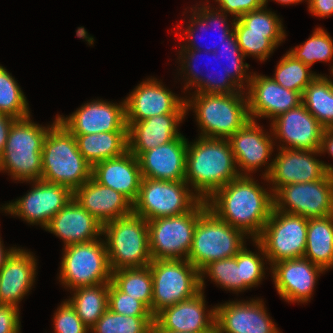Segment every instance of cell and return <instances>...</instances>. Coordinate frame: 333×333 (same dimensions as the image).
<instances>
[{"mask_svg": "<svg viewBox=\"0 0 333 333\" xmlns=\"http://www.w3.org/2000/svg\"><path fill=\"white\" fill-rule=\"evenodd\" d=\"M274 208L306 219L333 215V177L281 187L274 195Z\"/></svg>", "mask_w": 333, "mask_h": 333, "instance_id": "5bb4252c", "label": "cell"}, {"mask_svg": "<svg viewBox=\"0 0 333 333\" xmlns=\"http://www.w3.org/2000/svg\"><path fill=\"white\" fill-rule=\"evenodd\" d=\"M72 291L73 297L68 301L81 321L91 329L108 309L109 283L82 286Z\"/></svg>", "mask_w": 333, "mask_h": 333, "instance_id": "d6a6232c", "label": "cell"}, {"mask_svg": "<svg viewBox=\"0 0 333 333\" xmlns=\"http://www.w3.org/2000/svg\"><path fill=\"white\" fill-rule=\"evenodd\" d=\"M308 219L301 215L280 212L274 207L259 237L266 261L270 265L287 259L304 257Z\"/></svg>", "mask_w": 333, "mask_h": 333, "instance_id": "4fadbf2b", "label": "cell"}, {"mask_svg": "<svg viewBox=\"0 0 333 333\" xmlns=\"http://www.w3.org/2000/svg\"><path fill=\"white\" fill-rule=\"evenodd\" d=\"M302 103L326 128H333V81L318 74L305 88Z\"/></svg>", "mask_w": 333, "mask_h": 333, "instance_id": "836d02e7", "label": "cell"}, {"mask_svg": "<svg viewBox=\"0 0 333 333\" xmlns=\"http://www.w3.org/2000/svg\"><path fill=\"white\" fill-rule=\"evenodd\" d=\"M52 125L43 127L34 123L30 116L16 119L0 156V172L8 171L11 178L18 181L40 180L43 142Z\"/></svg>", "mask_w": 333, "mask_h": 333, "instance_id": "5b68a950", "label": "cell"}, {"mask_svg": "<svg viewBox=\"0 0 333 333\" xmlns=\"http://www.w3.org/2000/svg\"><path fill=\"white\" fill-rule=\"evenodd\" d=\"M55 333H88L89 328L77 316L74 307L68 300L58 307L54 313Z\"/></svg>", "mask_w": 333, "mask_h": 333, "instance_id": "bcb514c9", "label": "cell"}, {"mask_svg": "<svg viewBox=\"0 0 333 333\" xmlns=\"http://www.w3.org/2000/svg\"><path fill=\"white\" fill-rule=\"evenodd\" d=\"M108 309L126 316H153L141 301L122 292L112 281L109 283Z\"/></svg>", "mask_w": 333, "mask_h": 333, "instance_id": "f6af8a7d", "label": "cell"}, {"mask_svg": "<svg viewBox=\"0 0 333 333\" xmlns=\"http://www.w3.org/2000/svg\"><path fill=\"white\" fill-rule=\"evenodd\" d=\"M186 113L156 115L139 122H126L128 126V150L138 157L141 153L167 144L179 137L178 124Z\"/></svg>", "mask_w": 333, "mask_h": 333, "instance_id": "4316f807", "label": "cell"}, {"mask_svg": "<svg viewBox=\"0 0 333 333\" xmlns=\"http://www.w3.org/2000/svg\"><path fill=\"white\" fill-rule=\"evenodd\" d=\"M73 198L102 225L133 212V203L127 197L93 177L73 191Z\"/></svg>", "mask_w": 333, "mask_h": 333, "instance_id": "d4e9b609", "label": "cell"}, {"mask_svg": "<svg viewBox=\"0 0 333 333\" xmlns=\"http://www.w3.org/2000/svg\"><path fill=\"white\" fill-rule=\"evenodd\" d=\"M151 333H214V332H183V331H172L165 329H151Z\"/></svg>", "mask_w": 333, "mask_h": 333, "instance_id": "db71d44e", "label": "cell"}, {"mask_svg": "<svg viewBox=\"0 0 333 333\" xmlns=\"http://www.w3.org/2000/svg\"><path fill=\"white\" fill-rule=\"evenodd\" d=\"M228 139L200 137L188 142L185 182L201 200L240 176Z\"/></svg>", "mask_w": 333, "mask_h": 333, "instance_id": "7a4b0ae2", "label": "cell"}, {"mask_svg": "<svg viewBox=\"0 0 333 333\" xmlns=\"http://www.w3.org/2000/svg\"><path fill=\"white\" fill-rule=\"evenodd\" d=\"M19 307L0 304V333H20Z\"/></svg>", "mask_w": 333, "mask_h": 333, "instance_id": "c3c4849f", "label": "cell"}, {"mask_svg": "<svg viewBox=\"0 0 333 333\" xmlns=\"http://www.w3.org/2000/svg\"><path fill=\"white\" fill-rule=\"evenodd\" d=\"M317 75L310 71L308 65H305L300 60H296L287 52L277 64L272 79L282 87L297 91L302 95L305 88Z\"/></svg>", "mask_w": 333, "mask_h": 333, "instance_id": "f35d334b", "label": "cell"}, {"mask_svg": "<svg viewBox=\"0 0 333 333\" xmlns=\"http://www.w3.org/2000/svg\"><path fill=\"white\" fill-rule=\"evenodd\" d=\"M245 93V96H244ZM185 99L186 111L194 109L200 137L229 139L250 119L246 92L194 93Z\"/></svg>", "mask_w": 333, "mask_h": 333, "instance_id": "277c9868", "label": "cell"}, {"mask_svg": "<svg viewBox=\"0 0 333 333\" xmlns=\"http://www.w3.org/2000/svg\"><path fill=\"white\" fill-rule=\"evenodd\" d=\"M36 265L30 251L16 248L12 252L0 270V304L19 306L35 282Z\"/></svg>", "mask_w": 333, "mask_h": 333, "instance_id": "f1b7e54d", "label": "cell"}, {"mask_svg": "<svg viewBox=\"0 0 333 333\" xmlns=\"http://www.w3.org/2000/svg\"><path fill=\"white\" fill-rule=\"evenodd\" d=\"M188 140L181 134L173 141L141 153L137 158L143 178L185 181Z\"/></svg>", "mask_w": 333, "mask_h": 333, "instance_id": "cb8c5ba5", "label": "cell"}, {"mask_svg": "<svg viewBox=\"0 0 333 333\" xmlns=\"http://www.w3.org/2000/svg\"><path fill=\"white\" fill-rule=\"evenodd\" d=\"M270 268L278 294L288 303L310 301L319 274L325 272L304 257L282 260Z\"/></svg>", "mask_w": 333, "mask_h": 333, "instance_id": "7402d4cb", "label": "cell"}, {"mask_svg": "<svg viewBox=\"0 0 333 333\" xmlns=\"http://www.w3.org/2000/svg\"><path fill=\"white\" fill-rule=\"evenodd\" d=\"M102 235L107 238L105 244L112 272L143 268L151 263L147 220L134 212L103 225Z\"/></svg>", "mask_w": 333, "mask_h": 333, "instance_id": "52a82bcc", "label": "cell"}, {"mask_svg": "<svg viewBox=\"0 0 333 333\" xmlns=\"http://www.w3.org/2000/svg\"><path fill=\"white\" fill-rule=\"evenodd\" d=\"M252 178L240 175L218 189L207 205L224 222L256 240L270 217L274 198L270 189L267 192Z\"/></svg>", "mask_w": 333, "mask_h": 333, "instance_id": "6da1fadb", "label": "cell"}, {"mask_svg": "<svg viewBox=\"0 0 333 333\" xmlns=\"http://www.w3.org/2000/svg\"><path fill=\"white\" fill-rule=\"evenodd\" d=\"M111 281L122 292L141 301L152 314L153 279L149 266L115 270Z\"/></svg>", "mask_w": 333, "mask_h": 333, "instance_id": "e575fe53", "label": "cell"}, {"mask_svg": "<svg viewBox=\"0 0 333 333\" xmlns=\"http://www.w3.org/2000/svg\"><path fill=\"white\" fill-rule=\"evenodd\" d=\"M74 136L80 153L92 167L128 151V132H99Z\"/></svg>", "mask_w": 333, "mask_h": 333, "instance_id": "4dcf8cb0", "label": "cell"}, {"mask_svg": "<svg viewBox=\"0 0 333 333\" xmlns=\"http://www.w3.org/2000/svg\"><path fill=\"white\" fill-rule=\"evenodd\" d=\"M245 236L207 208L195 226L187 260L201 271L211 262L234 257L245 246Z\"/></svg>", "mask_w": 333, "mask_h": 333, "instance_id": "ba28073f", "label": "cell"}, {"mask_svg": "<svg viewBox=\"0 0 333 333\" xmlns=\"http://www.w3.org/2000/svg\"><path fill=\"white\" fill-rule=\"evenodd\" d=\"M126 122H139L156 115L186 113L185 98H180L158 82L147 79L125 99Z\"/></svg>", "mask_w": 333, "mask_h": 333, "instance_id": "ac0fdd59", "label": "cell"}, {"mask_svg": "<svg viewBox=\"0 0 333 333\" xmlns=\"http://www.w3.org/2000/svg\"><path fill=\"white\" fill-rule=\"evenodd\" d=\"M271 128V135L286 143L279 148L298 150H320L325 129L303 103L272 120Z\"/></svg>", "mask_w": 333, "mask_h": 333, "instance_id": "44dd1931", "label": "cell"}, {"mask_svg": "<svg viewBox=\"0 0 333 333\" xmlns=\"http://www.w3.org/2000/svg\"><path fill=\"white\" fill-rule=\"evenodd\" d=\"M99 239L64 247L59 274L63 286L75 289L111 282L106 244Z\"/></svg>", "mask_w": 333, "mask_h": 333, "instance_id": "8fae6325", "label": "cell"}, {"mask_svg": "<svg viewBox=\"0 0 333 333\" xmlns=\"http://www.w3.org/2000/svg\"><path fill=\"white\" fill-rule=\"evenodd\" d=\"M279 150L263 174V179L273 185V195L288 184L313 182L323 179L327 174L333 177V166L315 159L314 154H321L319 150Z\"/></svg>", "mask_w": 333, "mask_h": 333, "instance_id": "9a60e30c", "label": "cell"}, {"mask_svg": "<svg viewBox=\"0 0 333 333\" xmlns=\"http://www.w3.org/2000/svg\"><path fill=\"white\" fill-rule=\"evenodd\" d=\"M320 153H329L333 157V128H326L322 134Z\"/></svg>", "mask_w": 333, "mask_h": 333, "instance_id": "816d5d0a", "label": "cell"}, {"mask_svg": "<svg viewBox=\"0 0 333 333\" xmlns=\"http://www.w3.org/2000/svg\"><path fill=\"white\" fill-rule=\"evenodd\" d=\"M152 315L201 292L200 271L187 259L152 260Z\"/></svg>", "mask_w": 333, "mask_h": 333, "instance_id": "30bf717a", "label": "cell"}, {"mask_svg": "<svg viewBox=\"0 0 333 333\" xmlns=\"http://www.w3.org/2000/svg\"><path fill=\"white\" fill-rule=\"evenodd\" d=\"M185 181L142 178L133 212L145 220L189 212L201 199Z\"/></svg>", "mask_w": 333, "mask_h": 333, "instance_id": "7c38bea8", "label": "cell"}, {"mask_svg": "<svg viewBox=\"0 0 333 333\" xmlns=\"http://www.w3.org/2000/svg\"><path fill=\"white\" fill-rule=\"evenodd\" d=\"M154 316H126L107 309L90 329L92 333H151Z\"/></svg>", "mask_w": 333, "mask_h": 333, "instance_id": "74e56055", "label": "cell"}, {"mask_svg": "<svg viewBox=\"0 0 333 333\" xmlns=\"http://www.w3.org/2000/svg\"><path fill=\"white\" fill-rule=\"evenodd\" d=\"M262 128L256 120L249 119L228 139L236 165L241 168L240 175L250 176L252 171L268 164V159L274 149V142L271 139L272 136L267 134L268 132L264 133Z\"/></svg>", "mask_w": 333, "mask_h": 333, "instance_id": "484cf974", "label": "cell"}, {"mask_svg": "<svg viewBox=\"0 0 333 333\" xmlns=\"http://www.w3.org/2000/svg\"><path fill=\"white\" fill-rule=\"evenodd\" d=\"M309 12L323 18L333 15V0H308Z\"/></svg>", "mask_w": 333, "mask_h": 333, "instance_id": "681fc988", "label": "cell"}, {"mask_svg": "<svg viewBox=\"0 0 333 333\" xmlns=\"http://www.w3.org/2000/svg\"><path fill=\"white\" fill-rule=\"evenodd\" d=\"M27 102L17 81L0 65V112L16 119L31 116Z\"/></svg>", "mask_w": 333, "mask_h": 333, "instance_id": "b9f144b4", "label": "cell"}, {"mask_svg": "<svg viewBox=\"0 0 333 333\" xmlns=\"http://www.w3.org/2000/svg\"><path fill=\"white\" fill-rule=\"evenodd\" d=\"M215 311L217 333H280L262 299L226 302Z\"/></svg>", "mask_w": 333, "mask_h": 333, "instance_id": "d6986e66", "label": "cell"}, {"mask_svg": "<svg viewBox=\"0 0 333 333\" xmlns=\"http://www.w3.org/2000/svg\"><path fill=\"white\" fill-rule=\"evenodd\" d=\"M266 9V6H263L260 9L247 12L238 20L247 27V32L285 33L282 21L274 12Z\"/></svg>", "mask_w": 333, "mask_h": 333, "instance_id": "ee69618b", "label": "cell"}, {"mask_svg": "<svg viewBox=\"0 0 333 333\" xmlns=\"http://www.w3.org/2000/svg\"><path fill=\"white\" fill-rule=\"evenodd\" d=\"M304 258L324 271L333 268V215L308 219Z\"/></svg>", "mask_w": 333, "mask_h": 333, "instance_id": "1f68e13d", "label": "cell"}, {"mask_svg": "<svg viewBox=\"0 0 333 333\" xmlns=\"http://www.w3.org/2000/svg\"><path fill=\"white\" fill-rule=\"evenodd\" d=\"M57 118L73 135L128 132L125 100L119 104L93 100L84 103L69 117L57 115Z\"/></svg>", "mask_w": 333, "mask_h": 333, "instance_id": "e0dca14e", "label": "cell"}, {"mask_svg": "<svg viewBox=\"0 0 333 333\" xmlns=\"http://www.w3.org/2000/svg\"><path fill=\"white\" fill-rule=\"evenodd\" d=\"M197 9H195L192 13V18H190L191 20V23H189V26H187V29L184 31L183 34H185V32L187 33V41H188V44L185 43V46L184 44L181 46V49H194V50H201L200 49V45L196 46L195 45V40L194 38H196L194 35L196 32V30H199V27L201 30H206L210 23V25H213L214 26H220L221 27V34H220V44L218 45H215L213 46V49L211 47H207L204 51H207L209 54H211L212 52H215L217 50V47H220L224 42H226V38L229 37L233 32H234V27H233V24L235 22V19H233L232 21V29L229 28V25L226 23L227 20H226V17H227V14L225 12H222L220 10H216V12L214 11V8L213 10L210 9V6H205V5H202V7H197ZM218 11V12H217ZM226 16V17H225ZM209 22V23H208ZM215 24V25H214ZM216 28V27H215ZM196 31V32H195ZM219 31V32H220ZM190 43V44H189ZM187 44V46H186ZM212 49V50H211Z\"/></svg>", "mask_w": 333, "mask_h": 333, "instance_id": "d590c367", "label": "cell"}, {"mask_svg": "<svg viewBox=\"0 0 333 333\" xmlns=\"http://www.w3.org/2000/svg\"><path fill=\"white\" fill-rule=\"evenodd\" d=\"M205 302L204 293L201 291L191 299L162 309L154 316L152 329L215 332V307L205 311Z\"/></svg>", "mask_w": 333, "mask_h": 333, "instance_id": "603a6c76", "label": "cell"}, {"mask_svg": "<svg viewBox=\"0 0 333 333\" xmlns=\"http://www.w3.org/2000/svg\"><path fill=\"white\" fill-rule=\"evenodd\" d=\"M288 53L309 67L317 61L329 62L333 58V40L323 28H316L303 45L296 46Z\"/></svg>", "mask_w": 333, "mask_h": 333, "instance_id": "60d3db41", "label": "cell"}, {"mask_svg": "<svg viewBox=\"0 0 333 333\" xmlns=\"http://www.w3.org/2000/svg\"><path fill=\"white\" fill-rule=\"evenodd\" d=\"M205 273L212 278V281L219 284L225 290L228 289L239 293L250 289L241 279L240 266L237 265V254L231 258L211 262L200 271V286L202 291L205 287Z\"/></svg>", "mask_w": 333, "mask_h": 333, "instance_id": "ab89813d", "label": "cell"}, {"mask_svg": "<svg viewBox=\"0 0 333 333\" xmlns=\"http://www.w3.org/2000/svg\"><path fill=\"white\" fill-rule=\"evenodd\" d=\"M41 160V180L72 191L92 177V166L80 153L76 137L57 117L45 136Z\"/></svg>", "mask_w": 333, "mask_h": 333, "instance_id": "3957f363", "label": "cell"}, {"mask_svg": "<svg viewBox=\"0 0 333 333\" xmlns=\"http://www.w3.org/2000/svg\"><path fill=\"white\" fill-rule=\"evenodd\" d=\"M219 3L222 12L229 13L238 19L247 12L260 9L264 6V0H215Z\"/></svg>", "mask_w": 333, "mask_h": 333, "instance_id": "7dc6e473", "label": "cell"}, {"mask_svg": "<svg viewBox=\"0 0 333 333\" xmlns=\"http://www.w3.org/2000/svg\"><path fill=\"white\" fill-rule=\"evenodd\" d=\"M246 89L248 114L252 120L256 117L274 120L302 103L299 92L282 87L269 76L254 73Z\"/></svg>", "mask_w": 333, "mask_h": 333, "instance_id": "ffe728a7", "label": "cell"}, {"mask_svg": "<svg viewBox=\"0 0 333 333\" xmlns=\"http://www.w3.org/2000/svg\"><path fill=\"white\" fill-rule=\"evenodd\" d=\"M218 49L221 50L218 51ZM201 51L202 50L181 49L179 52V55L181 56H179L178 58L182 60V72L187 71L185 72V74L187 73V81L184 86L185 90H187V88H190L191 86H195L196 90L194 91V93L230 94L235 92H241L244 89V83H247L248 88L251 75H248L246 73V70L249 68V64H244L243 59L245 57L240 50L234 32L226 38V42H224L220 47H217V50L215 52L211 53L215 59L218 58V55L219 58H221V56H224L226 58V61L229 62L230 66L227 65L226 67H223L224 72L221 73L219 71L221 74H217V76L223 77H219V79L216 78L217 76H213L215 78H212L209 77V75L204 76L205 78H203L202 76L200 77L199 73L201 72H197L193 61L196 57L201 56L200 54L198 56V53H200ZM205 53L207 56L208 52L205 51ZM220 65L221 64H219V66Z\"/></svg>", "mask_w": 333, "mask_h": 333, "instance_id": "8992f818", "label": "cell"}, {"mask_svg": "<svg viewBox=\"0 0 333 333\" xmlns=\"http://www.w3.org/2000/svg\"><path fill=\"white\" fill-rule=\"evenodd\" d=\"M252 241L264 257L247 250L245 246L237 253V265L240 266L241 279L249 288L258 286L264 278L265 262L263 260L267 258L262 245L257 240Z\"/></svg>", "mask_w": 333, "mask_h": 333, "instance_id": "7bdbcfd3", "label": "cell"}, {"mask_svg": "<svg viewBox=\"0 0 333 333\" xmlns=\"http://www.w3.org/2000/svg\"><path fill=\"white\" fill-rule=\"evenodd\" d=\"M277 1L280 4H296V3H300L303 0H274ZM268 3V0H264V6H267L266 4Z\"/></svg>", "mask_w": 333, "mask_h": 333, "instance_id": "11a10c76", "label": "cell"}, {"mask_svg": "<svg viewBox=\"0 0 333 333\" xmlns=\"http://www.w3.org/2000/svg\"><path fill=\"white\" fill-rule=\"evenodd\" d=\"M92 177L100 184L122 193L132 203L139 194L142 173L138 158L129 150L92 167Z\"/></svg>", "mask_w": 333, "mask_h": 333, "instance_id": "83f0119b", "label": "cell"}, {"mask_svg": "<svg viewBox=\"0 0 333 333\" xmlns=\"http://www.w3.org/2000/svg\"><path fill=\"white\" fill-rule=\"evenodd\" d=\"M238 45L244 57L248 55L256 57L258 60L265 61L273 53L278 44L285 39V33H257L247 32L245 27L238 19L233 24Z\"/></svg>", "mask_w": 333, "mask_h": 333, "instance_id": "8d00e7d4", "label": "cell"}, {"mask_svg": "<svg viewBox=\"0 0 333 333\" xmlns=\"http://www.w3.org/2000/svg\"><path fill=\"white\" fill-rule=\"evenodd\" d=\"M16 118L0 112V156L4 151L8 133Z\"/></svg>", "mask_w": 333, "mask_h": 333, "instance_id": "f907efd6", "label": "cell"}, {"mask_svg": "<svg viewBox=\"0 0 333 333\" xmlns=\"http://www.w3.org/2000/svg\"><path fill=\"white\" fill-rule=\"evenodd\" d=\"M32 182L34 185L30 192L0 209L45 229L58 211L73 199V191L64 185L41 179Z\"/></svg>", "mask_w": 333, "mask_h": 333, "instance_id": "2e32d148", "label": "cell"}, {"mask_svg": "<svg viewBox=\"0 0 333 333\" xmlns=\"http://www.w3.org/2000/svg\"><path fill=\"white\" fill-rule=\"evenodd\" d=\"M3 246V243L1 241V237H0V270L1 268L4 266L6 259L12 254V252L16 249V247H12L9 249H5Z\"/></svg>", "mask_w": 333, "mask_h": 333, "instance_id": "f5cc1de1", "label": "cell"}, {"mask_svg": "<svg viewBox=\"0 0 333 333\" xmlns=\"http://www.w3.org/2000/svg\"><path fill=\"white\" fill-rule=\"evenodd\" d=\"M45 230L60 237L65 247L96 240L102 236L103 225L73 198L58 211Z\"/></svg>", "mask_w": 333, "mask_h": 333, "instance_id": "f546056e", "label": "cell"}, {"mask_svg": "<svg viewBox=\"0 0 333 333\" xmlns=\"http://www.w3.org/2000/svg\"><path fill=\"white\" fill-rule=\"evenodd\" d=\"M207 208V201L200 200L184 214L148 220L152 260L187 259L195 226Z\"/></svg>", "mask_w": 333, "mask_h": 333, "instance_id": "9c48e42d", "label": "cell"}]
</instances>
